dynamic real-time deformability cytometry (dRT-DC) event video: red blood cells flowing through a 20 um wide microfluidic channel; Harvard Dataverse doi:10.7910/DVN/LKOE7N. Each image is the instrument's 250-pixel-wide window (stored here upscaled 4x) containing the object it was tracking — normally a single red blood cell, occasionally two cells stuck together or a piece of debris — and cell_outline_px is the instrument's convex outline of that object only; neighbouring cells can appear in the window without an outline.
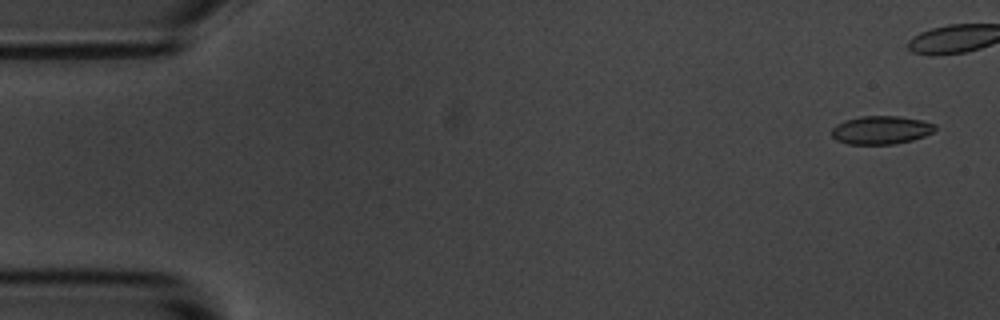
{"species": "common noctule bat (a hibernating species)", "species_latin": "Nyctalus noctula", "temperature_condition": "room temperature", "stored_images_in_passage": 6, "camera_frame_rate_fps": 3000, "um_per_image_px": 0.085, "animal": {"sex": "male", "body_mass_g": 20.1, "forearm_length_mm": 53.5}, "frame": {"image": 1, "passage_image": 1, "time_ms": 0.0, "image_size_px": [1000, 320], "cell_outline_px": [[936, 128], [932, 132], [924, 136], [912, 140], [892, 144], [848, 144], [836, 140], [832, 136], [832, 128], [836, 124], [844, 120], [860, 116], [900, 116], [920, 120], [936, 124]], "centroid_in_image_um": [74.86, 11.05], "position_along_channel_um": 10.1, "area_um2": 17.05}}
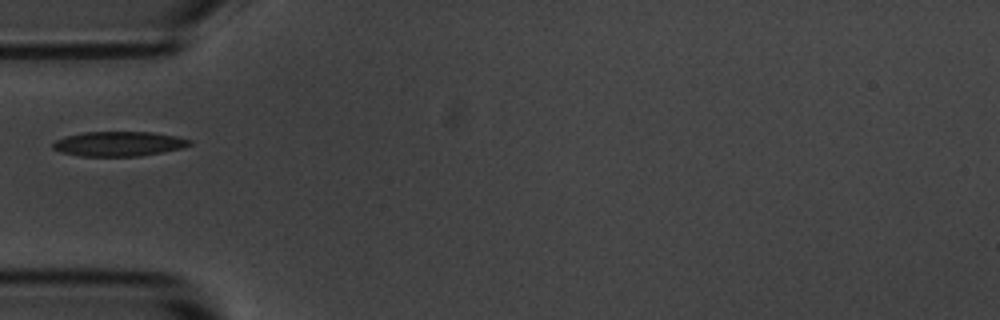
{"frame": {"image": 2, "passage_image": 6, "time_ms": 6.333, "image_size_px": [1000, 320], "cell_outline_px": [[192, 144], [180, 148], [140, 156], [80, 156], [60, 152], [52, 148], [52, 144], [56, 140], [68, 136], [84, 132], [152, 132], [176, 136], [192, 140]], "centroid_in_image_um": [10.08, 12.22], "position_along_channel_um": 74.9, "area_um2": 19.54}}